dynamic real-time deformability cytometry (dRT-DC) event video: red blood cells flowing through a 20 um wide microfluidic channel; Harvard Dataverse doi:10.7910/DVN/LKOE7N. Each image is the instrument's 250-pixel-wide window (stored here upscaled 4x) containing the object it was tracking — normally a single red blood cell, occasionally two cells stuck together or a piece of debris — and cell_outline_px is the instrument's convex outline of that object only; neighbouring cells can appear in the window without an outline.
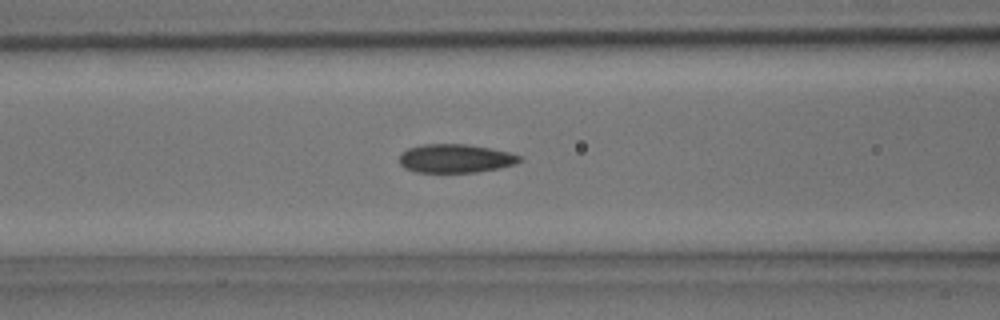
{"species": "common noctule bat (a hibernating species)", "species_latin": "Nyctalus noctula", "temperature_condition": "room temperature", "stored_images_in_passage": 36, "camera_frame_rate_fps": 3000, "um_per_image_px": 0.085, "animal": {"sex": "male", "body_mass_g": 15.6}, "frame": {"image": 1, "passage_image": 11, "time_ms": 3.333, "image_size_px": [1000, 320], "cell_outline_px": [[524, 160], [516, 164], [500, 168], [476, 172], [416, 172], [404, 168], [400, 164], [400, 156], [408, 148], [424, 144], [468, 144], [508, 152], [524, 156]], "centroid_in_image_um": [38.77, 13.47], "position_along_channel_um": 127.8, "area_um2": 20.11}}